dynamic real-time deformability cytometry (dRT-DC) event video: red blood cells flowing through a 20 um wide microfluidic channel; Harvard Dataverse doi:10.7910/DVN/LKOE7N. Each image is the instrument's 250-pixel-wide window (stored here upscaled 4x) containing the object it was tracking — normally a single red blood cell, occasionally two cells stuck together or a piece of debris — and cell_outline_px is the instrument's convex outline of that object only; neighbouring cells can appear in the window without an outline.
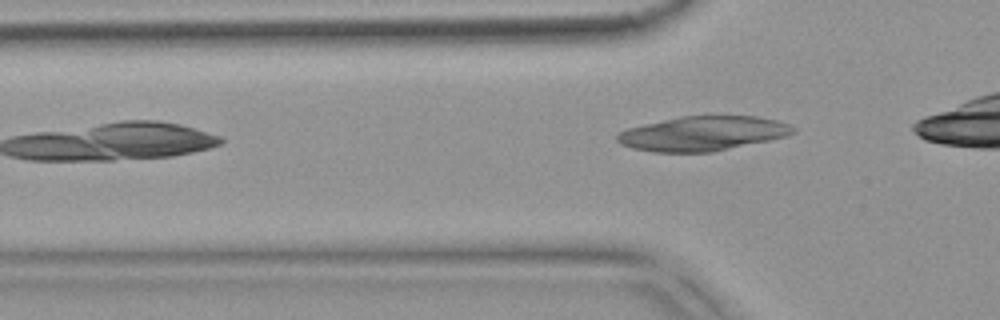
{"species": "common noctule bat (a hibernating species)", "species_latin": "Nyctalus noctula", "temperature_condition": "warm", "stored_images_in_passage": 3, "camera_frame_rate_fps": 3000, "um_per_image_px": 0.085, "animal": {"sex": "female", "body_mass_g": 18.4}, "frame": {"image": 1, "passage_image": 3, "time_ms": 0.667, "image_size_px": [1000, 320], "cell_outline_px": [[796, 132], [788, 136], [712, 152], [652, 152], [632, 148], [620, 144], [616, 140], [616, 136], [620, 132], [628, 128], [644, 124], [680, 116], [760, 116], [776, 120], [788, 124], [796, 128]], "centroid_in_image_um": [59.74, 11.35], "position_along_channel_um": 66.1, "area_um2": 35.43}}